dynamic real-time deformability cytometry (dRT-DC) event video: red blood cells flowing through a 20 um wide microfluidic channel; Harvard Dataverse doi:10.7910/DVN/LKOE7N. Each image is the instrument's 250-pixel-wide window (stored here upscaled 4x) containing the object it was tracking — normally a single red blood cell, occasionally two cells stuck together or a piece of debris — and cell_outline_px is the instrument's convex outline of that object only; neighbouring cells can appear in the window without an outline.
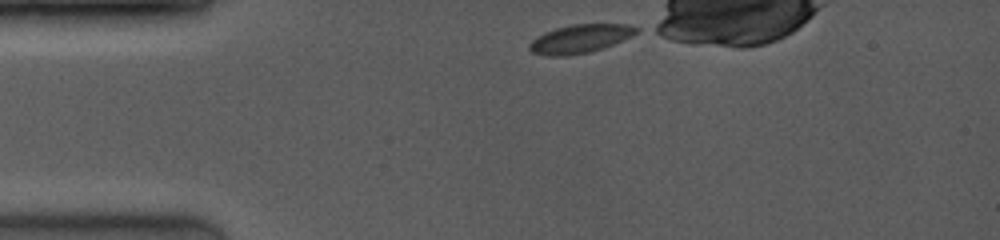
{"species": "common noctule bat (a hibernating species)", "species_latin": "Nyctalus noctula", "temperature_condition": "room temperature", "stored_images_in_passage": 46, "camera_frame_rate_fps": 4000, "um_per_image_px": 0.085, "animal": {"sex": "female", "body_mass_g": 19.0, "forearm_length_mm": 53.3}, "frame": {"image": 1, "passage_image": 1, "time_ms": 0.0, "image_size_px": [1000, 240], "cell_outline_px": [[640, 32], [632, 36], [612, 44], [588, 52], [568, 56], [544, 56], [532, 52], [528, 48], [528, 44], [536, 36], [544, 32], [556, 28], [572, 24], [628, 24], [640, 28]], "centroid_in_image_um": [49.29, 3.29], "position_along_channel_um": 35.7, "area_um2": 17.86}}
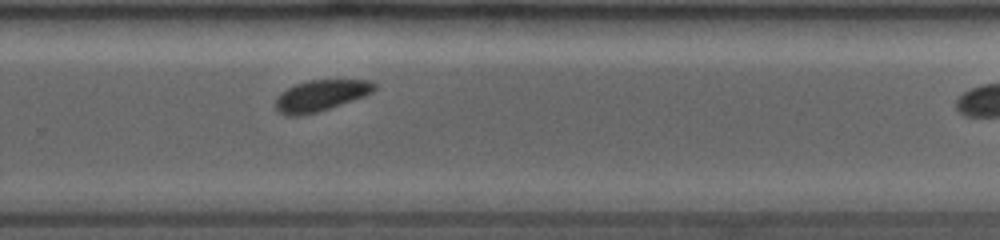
{"frame": {"image": 2, "passage_image": 31, "time_ms": 7.5, "image_size_px": [1000, 240], "cell_outline_px": [[376, 88], [372, 92], [364, 96], [304, 116], [284, 116], [276, 108], [276, 100], [288, 88], [296, 84], [308, 80], [368, 80], [376, 84]], "centroid_in_image_um": [27.27, 8.12], "position_along_channel_um": 302.5, "area_um2": 17.57}}
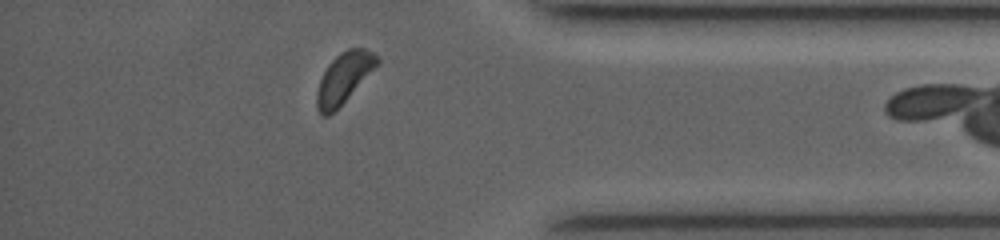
{"frame": {"image": 3, "passage_image": 42, "time_ms": 10.25, "image_size_px": [1000, 240], "cell_outline_px": [[380, 64], [328, 116], [320, 116], [316, 108], [316, 92], [320, 80], [328, 64], [340, 52], [348, 48], [364, 48], [372, 52], [380, 60]], "centroid_in_image_um": [29.22, 6.61], "position_along_channel_um": 406.0, "area_um2": 17.51}, "authors_computed_cell_mechanics": {"area_um2": 18.0625, "velocity_mm_per_s": 4.0677, "shape_relaxation_time_tau1_ms": null, "shape_relaxation_time_tau2_ms": 4.0634, "deformation_change_tau1": null, "deformation_change_tau2": 0.0662}}